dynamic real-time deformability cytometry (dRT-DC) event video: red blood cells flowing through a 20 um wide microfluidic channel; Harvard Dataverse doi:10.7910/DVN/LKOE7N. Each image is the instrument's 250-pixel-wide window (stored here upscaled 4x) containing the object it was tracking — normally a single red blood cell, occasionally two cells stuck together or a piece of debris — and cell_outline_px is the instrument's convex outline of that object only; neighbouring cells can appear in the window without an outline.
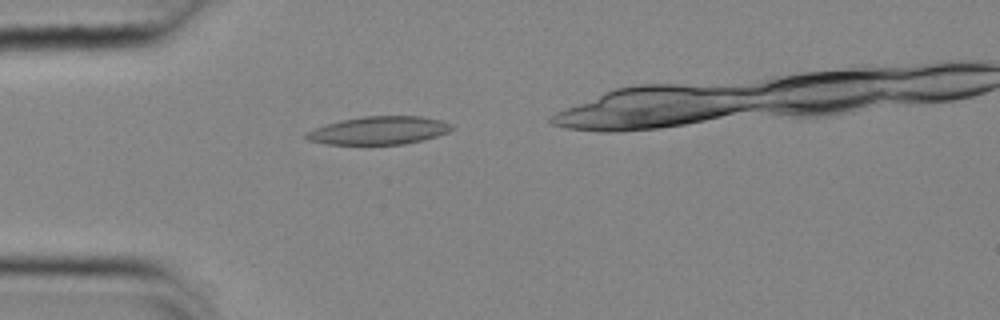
{"species": "common noctule bat (a hibernating species)", "species_latin": "Nyctalus noctula", "temperature_condition": "cold", "stored_images_in_passage": 35, "camera_frame_rate_fps": 3000, "um_per_image_px": 0.085, "animal": {"sex": "female", "body_mass_g": 25.1}, "frame": {"image": 1, "passage_image": 5, "time_ms": 1.333, "image_size_px": [1000, 320], "cell_outline_px": [[452, 128], [448, 132], [424, 140], [404, 144], [324, 144], [308, 140], [304, 136], [304, 132], [340, 120], [360, 116], [420, 116], [440, 120], [452, 124]], "centroid_in_image_um": [32.19, 11.09], "position_along_channel_um": 52.8, "area_um2": 23.76}}
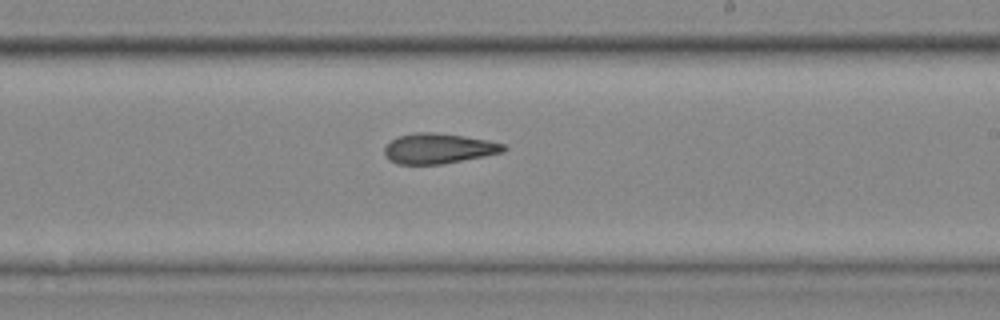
{"frame": {"image": 2, "passage_image": 22, "time_ms": 7.0, "image_size_px": [1000, 320], "cell_outline_px": [[508, 148], [504, 152], [444, 164], [400, 164], [388, 160], [384, 152], [384, 148], [392, 140], [400, 136], [416, 132], [436, 132], [464, 136], [488, 140], [508, 144]], "centroid_in_image_um": [37.33, 12.62], "position_along_channel_um": 251.7, "area_um2": 21.1}}
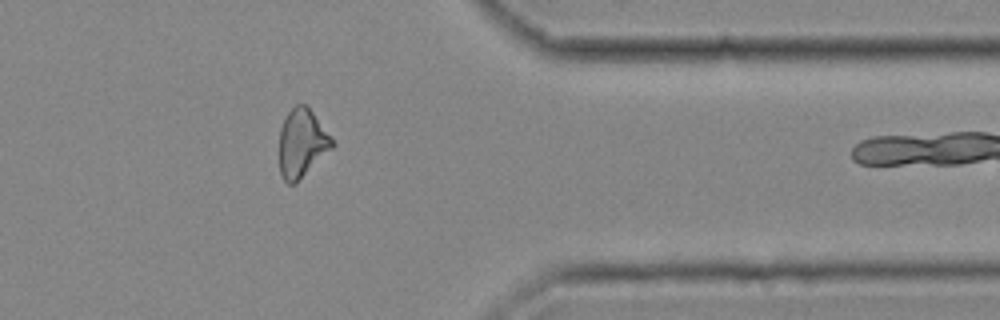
{"frame": {"image": 3, "passage_image": 34, "time_ms": 11.0, "image_size_px": [1000, 320], "cell_outline_px": [[336, 144], [296, 184], [288, 184], [284, 180], [280, 172], [280, 128], [288, 112], [296, 104], [308, 104]], "centroid_in_image_um": [25.67, 12.16], "position_along_channel_um": 385.7, "area_um2": 21.1}}